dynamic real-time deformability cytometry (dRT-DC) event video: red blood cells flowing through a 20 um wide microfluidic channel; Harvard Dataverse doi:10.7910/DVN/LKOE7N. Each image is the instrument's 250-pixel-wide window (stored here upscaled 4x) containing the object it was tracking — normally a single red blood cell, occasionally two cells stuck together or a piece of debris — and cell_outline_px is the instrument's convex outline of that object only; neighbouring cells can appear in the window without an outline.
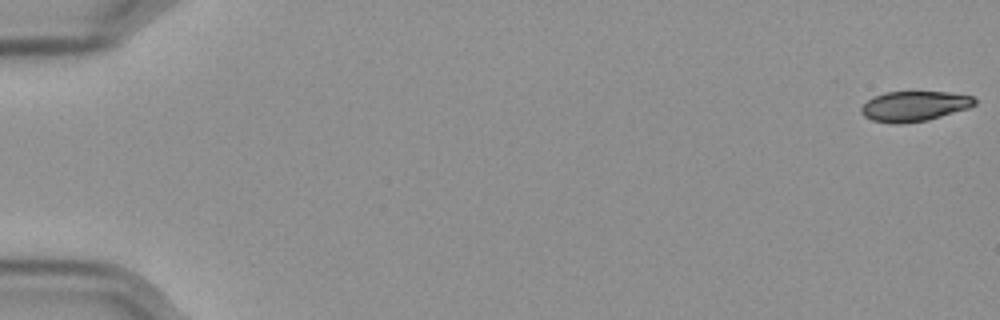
{"species": "Egyptian fruit bat (a non-hibernating species)", "species_latin": "Rousettus aegyptiacus", "temperature_condition": "cold", "stored_images_in_passage": 58, "camera_frame_rate_fps": 3000, "um_per_image_px": 0.085, "frame": {"image": 1, "passage_image": 1, "time_ms": 0.0, "image_size_px": [1000, 320], "cell_outline_px": [[976, 104], [968, 108], [928, 120], [900, 124], [892, 124], [872, 120], [864, 116], [860, 112], [860, 108], [872, 96], [884, 92], [948, 92], [972, 96], [976, 100]], "centroid_in_image_um": [77.68, 9.03], "position_along_channel_um": 7.3, "area_um2": 20.0}}
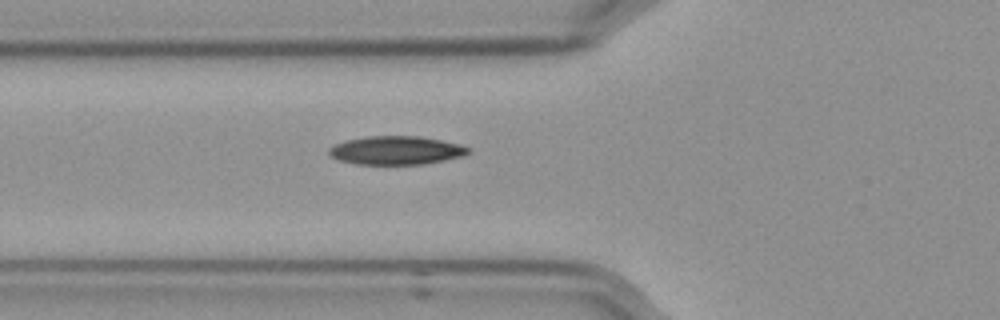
{"frame": {"image": 2, "passage_image": 22, "time_ms": 7.0, "image_size_px": [1000, 320], "cell_outline_px": [[472, 152], [464, 156], [424, 164], [356, 164], [340, 160], [328, 156], [328, 148], [344, 140], [368, 136], [420, 136], [460, 144], [468, 148]], "centroid_in_image_um": [33.66, 12.78], "position_along_channel_um": 92.1, "area_um2": 23.24}}
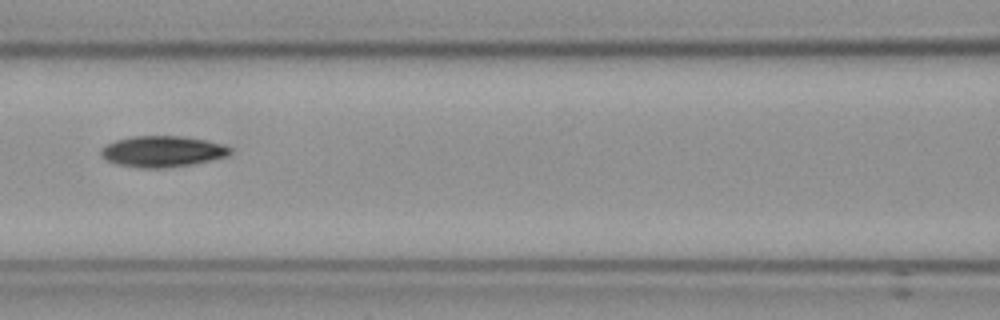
{"frame": {"image": 3, "passage_image": 27, "time_ms": 8.667, "image_size_px": [1000, 320], "cell_outline_px": [[232, 152], [224, 156], [208, 160], [188, 164], [164, 168], [140, 168], [116, 164], [104, 160], [100, 156], [100, 148], [104, 144], [116, 140], [132, 136], [180, 136], [204, 140], [220, 144], [232, 148]], "centroid_in_image_um": [13.68, 12.87], "position_along_channel_um": 152.9, "area_um2": 23.24}, "authors_computed_cell_mechanics": {"area_um2": 21.9929, "velocity_mm_per_s": 3.5732, "shape_relaxation_time_tau1_ms": 4.2442, "shape_relaxation_time_tau2_ms": null, "deformation_change_tau1": 0.115, "deformation_change_tau2": null}}